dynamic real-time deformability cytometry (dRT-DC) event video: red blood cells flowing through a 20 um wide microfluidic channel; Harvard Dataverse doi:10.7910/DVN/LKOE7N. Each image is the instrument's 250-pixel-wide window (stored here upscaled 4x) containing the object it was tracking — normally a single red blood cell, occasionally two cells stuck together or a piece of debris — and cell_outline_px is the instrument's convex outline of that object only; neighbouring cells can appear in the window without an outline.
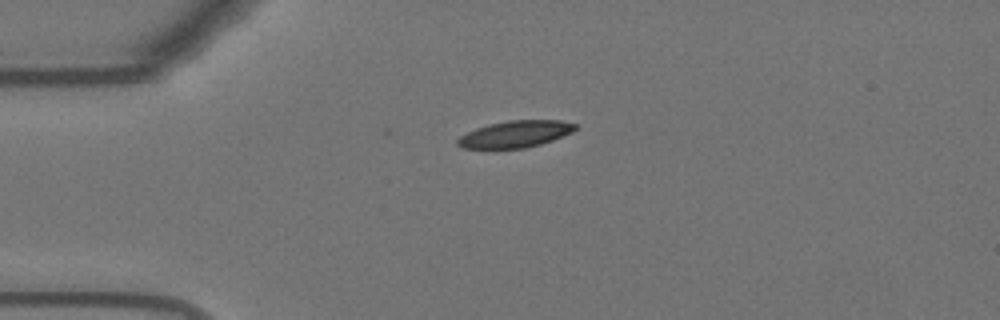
{"species": "Egyptian fruit bat (a non-hibernating species)", "species_latin": "Rousettus aegyptiacus", "temperature_condition": "warm", "stored_images_in_passage": 43, "camera_frame_rate_fps": 3000, "um_per_image_px": 0.085, "animal": {"sex": "female"}, "frame": {"image": 1, "passage_image": 1, "time_ms": 0.0, "image_size_px": [1000, 320], "cell_outline_px": [[576, 128], [572, 132], [552, 140], [540, 144], [524, 148], [460, 148], [456, 144], [456, 140], [460, 136], [476, 128], [488, 124], [508, 120], [560, 120], [576, 124]], "centroid_in_image_um": [43.77, 11.39], "position_along_channel_um": 41.2, "area_um2": 18.26}}
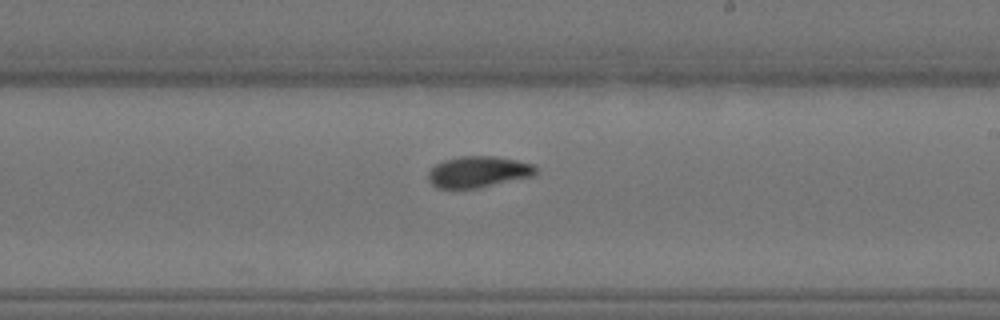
{"frame": {"image": 2, "passage_image": 20, "time_ms": 6.333, "image_size_px": [1000, 320], "cell_outline_px": [[536, 172], [532, 176], [480, 188], [436, 188], [428, 180], [428, 172], [436, 164], [444, 160], [460, 156], [496, 156], [516, 160], [532, 164], [536, 168]], "centroid_in_image_um": [40.63, 14.61], "position_along_channel_um": 248.4, "area_um2": 19.54}}
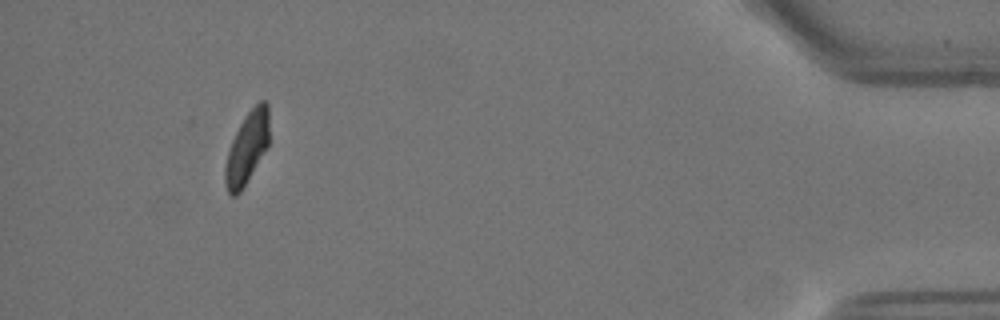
{"frame": {"image": 3, "passage_image": 39, "time_ms": 12.667, "image_size_px": [1000, 320], "cell_outline_px": [[268, 144], [240, 192], [236, 196], [232, 196], [228, 192], [224, 180], [224, 168], [228, 152], [232, 140], [240, 124], [248, 112], [260, 100], [264, 100], [268, 104]], "centroid_in_image_um": [20.97, 12.57], "position_along_channel_um": 414.2, "area_um2": 17.92}, "authors_computed_cell_mechanics": {"area_um2": 19.5942, "velocity_mm_per_s": 3.6553, "shape_relaxation_time_tau1_ms": 3.644, "shape_relaxation_time_tau2_ms": 2.4826, "deformation_change_tau1": 0.1558, "deformation_change_tau2": 0.0646}}